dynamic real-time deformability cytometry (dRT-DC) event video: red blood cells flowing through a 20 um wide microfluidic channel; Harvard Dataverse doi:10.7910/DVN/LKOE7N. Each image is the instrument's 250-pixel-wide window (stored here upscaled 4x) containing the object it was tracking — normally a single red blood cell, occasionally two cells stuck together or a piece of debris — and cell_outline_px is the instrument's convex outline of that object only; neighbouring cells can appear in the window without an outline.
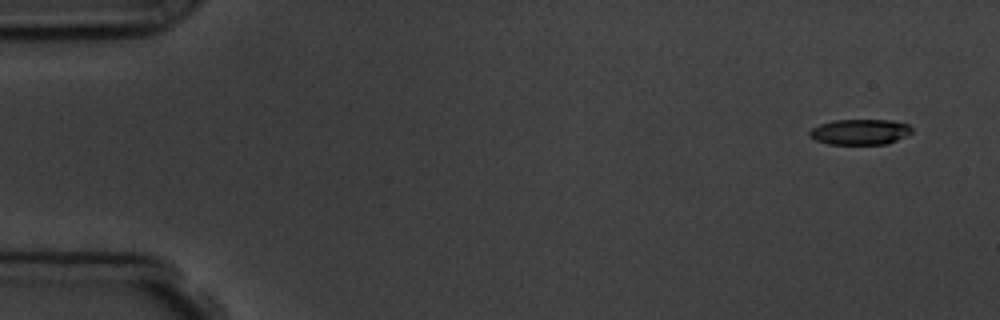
{"species": "common noctule bat (a hibernating species)", "species_latin": "Nyctalus noctula", "temperature_condition": "room temperature", "stored_images_in_passage": 6, "segment_of_instrument_passage": [1, 2], "camera_frame_rate_fps": 3000, "um_per_image_px": 0.085, "animal": {"sex": "male", "body_mass_g": 19.5, "forearm_length_mm": 54.6}, "frame": {"image": 1, "passage_image": 1, "time_ms": 0.0, "image_size_px": [1000, 320], "cell_outline_px": [[912, 132], [888, 144], [828, 144], [816, 140], [808, 136], [808, 132], [812, 128], [820, 124], [832, 120], [892, 120], [908, 124], [912, 128]], "centroid_in_image_um": [73.08, 11.21], "position_along_channel_um": 11.9, "area_um2": 15.26}}
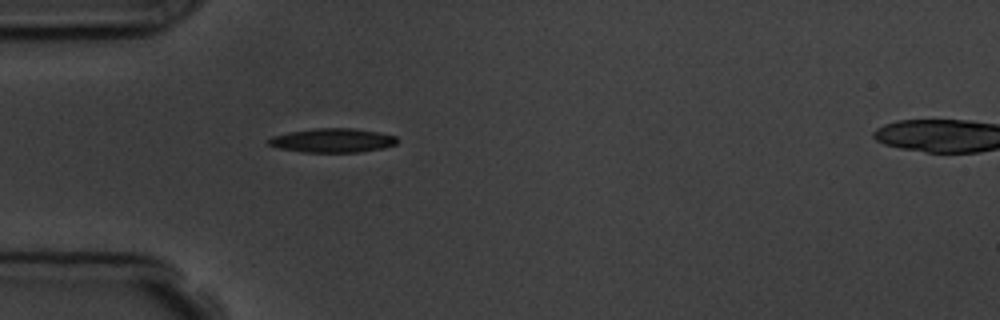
{"frame": {"image": 2, "passage_image": 5, "time_ms": 4.333, "image_size_px": [1000, 320], "cell_outline_px": [[396, 144], [384, 148], [360, 152], [300, 152], [280, 148], [268, 144], [268, 140], [272, 136], [288, 132], [312, 128], [352, 128], [380, 132], [396, 136]], "centroid_in_image_um": [28.27, 11.93], "position_along_channel_um": 56.7, "area_um2": 18.09}}